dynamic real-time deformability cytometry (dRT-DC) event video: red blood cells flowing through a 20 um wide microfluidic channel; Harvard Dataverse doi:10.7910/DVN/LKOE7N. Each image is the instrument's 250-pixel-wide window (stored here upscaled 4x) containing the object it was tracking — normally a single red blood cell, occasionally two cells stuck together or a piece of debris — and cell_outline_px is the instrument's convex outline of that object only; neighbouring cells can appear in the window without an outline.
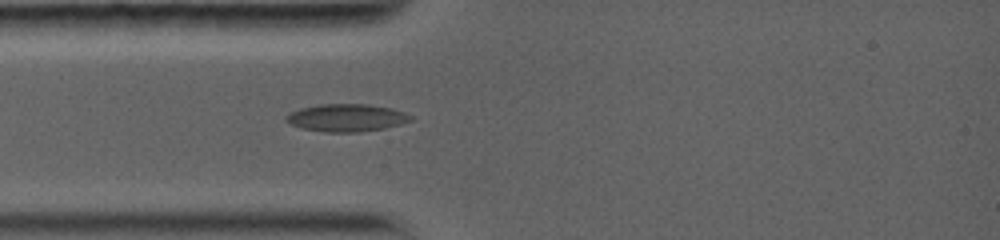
{"species": "common noctule bat (a hibernating species)", "species_latin": "Nyctalus noctula", "temperature_condition": "warm", "stored_images_in_passage": 18, "camera_frame_rate_fps": 5000, "um_per_image_px": 0.085, "animal": {"sex": "female", "body_mass_g": 19.0, "forearm_length_mm": 56.7}, "frame": {"image": 1, "passage_image": 3, "time_ms": 1.8, "image_size_px": [1000, 240], "cell_outline_px": [[412, 120], [400, 124], [384, 128], [360, 132], [324, 132], [300, 128], [284, 120], [284, 116], [288, 112], [300, 108], [320, 104], [368, 104], [392, 108], [404, 112], [412, 116]], "centroid_in_image_um": [29.41, 10.01], "position_along_channel_um": 55.6, "area_um2": 20.17}}
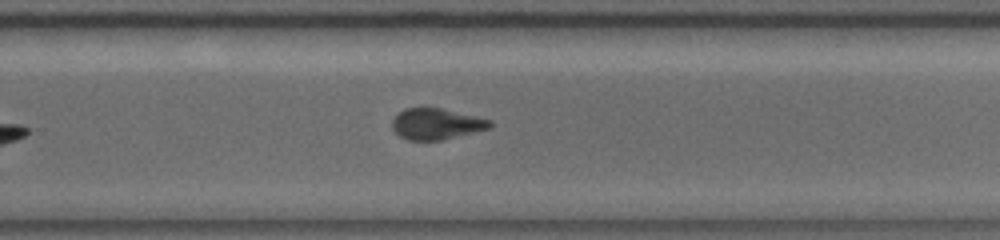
{"frame": {"image": 2, "passage_image": 10, "time_ms": 7.8, "image_size_px": [1000, 240], "cell_outline_px": [[492, 128], [440, 140], [408, 140], [400, 136], [392, 128], [392, 120], [404, 108], [440, 108], [476, 116], [492, 120]], "centroid_in_image_um": [37.11, 10.53], "position_along_channel_um": 292.7, "area_um2": 17.57}}
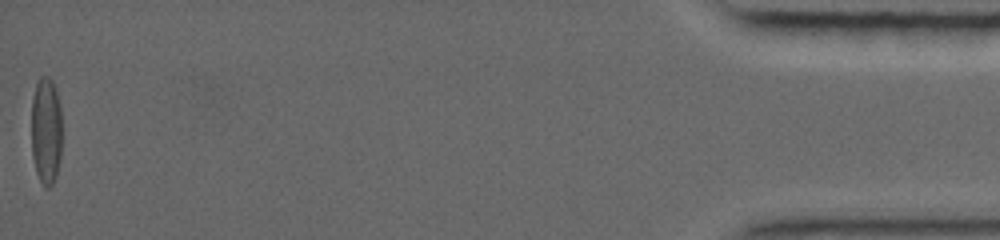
{"frame": {"image": 3, "passage_image": 18, "time_ms": 14.8, "image_size_px": [1000, 240], "cell_outline_px": [[60, 160], [56, 176], [52, 184], [48, 188], [44, 188], [36, 172], [32, 156], [32, 96], [36, 84], [40, 76], [48, 76], [52, 80], [56, 88], [60, 108]], "centroid_in_image_um": [3.9, 11.1], "position_along_channel_um": 431.3, "area_um2": 19.19}, "authors_computed_cell_mechanics": {"area_um2": 18.3226, "velocity_mm_per_s": 3.9418, "shape_relaxation_time_tau1_ms": 5.2805, "shape_relaxation_time_tau2_ms": 2.8067, "deformation_change_tau1": 0.1988, "deformation_change_tau2": 0.0903}}